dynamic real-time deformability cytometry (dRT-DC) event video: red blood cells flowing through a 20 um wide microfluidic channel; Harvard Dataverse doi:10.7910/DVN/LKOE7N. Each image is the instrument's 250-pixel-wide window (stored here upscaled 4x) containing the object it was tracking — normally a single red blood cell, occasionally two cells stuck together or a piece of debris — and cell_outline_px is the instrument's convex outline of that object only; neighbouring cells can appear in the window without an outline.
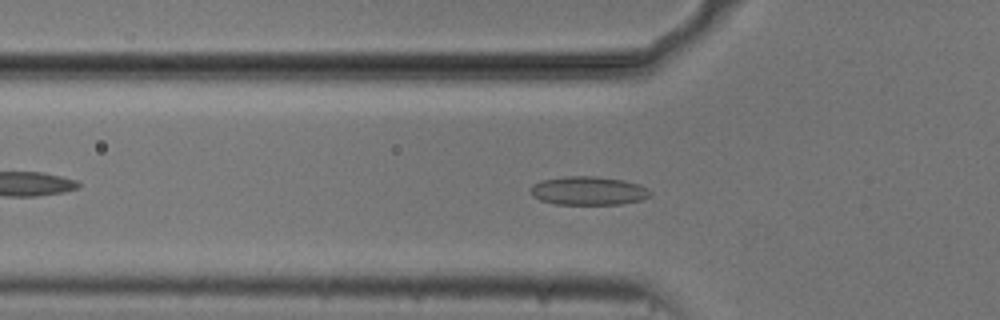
{"species": "common noctule bat (a hibernating species)", "species_latin": "Nyctalus noctula", "temperature_condition": "cold", "stored_images_in_passage": 53, "camera_frame_rate_fps": 3000, "um_per_image_px": 0.085, "animal": {"sex": "male", "body_mass_g": 20.5, "forearm_length_mm": 52.5}, "frame": {"image": 1, "passage_image": 17, "time_ms": 5.333, "image_size_px": [1000, 320], "cell_outline_px": [[652, 196], [644, 200], [620, 204], [556, 204], [540, 200], [532, 196], [528, 192], [528, 188], [532, 184], [540, 180], [564, 176], [596, 176], [624, 180], [640, 184], [648, 188], [652, 192]], "centroid_in_image_um": [50.01, 16.21], "position_along_channel_um": 75.8, "area_um2": 20.46}}
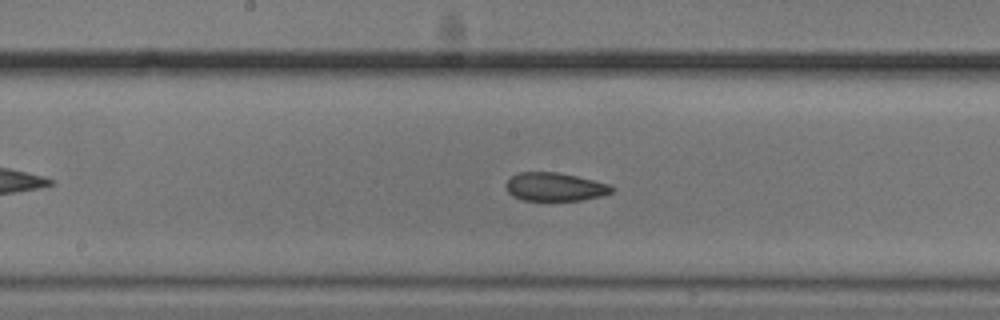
{"frame": {"image": 2, "passage_image": 27, "time_ms": 8.667, "image_size_px": [1000, 320], "cell_outline_px": [[616, 188], [612, 192], [604, 196], [580, 200], [520, 200], [512, 196], [508, 192], [504, 184], [512, 176], [520, 172], [556, 172], [576, 176], [608, 184]], "centroid_in_image_um": [47.16, 15.89], "position_along_channel_um": 201.0, "area_um2": 17.51}}
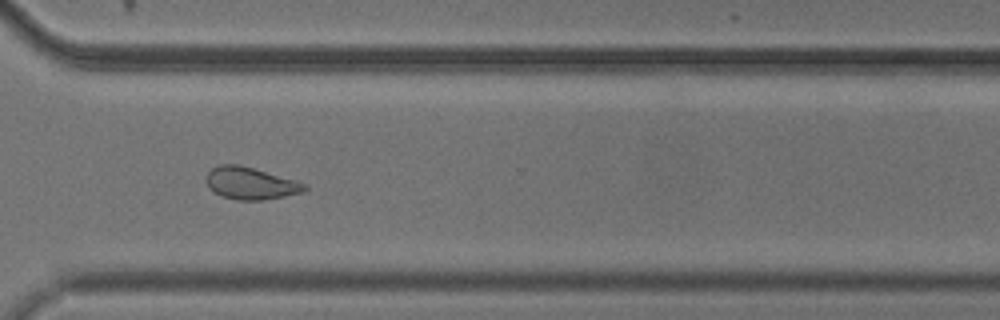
{"frame": {"image": 3, "passage_image": 39, "time_ms": 12.667, "image_size_px": [1000, 320], "cell_outline_px": [[308, 188], [304, 192], [264, 200], [236, 200], [220, 196], [208, 188], [208, 172], [212, 168], [220, 164], [240, 164], [296, 180], [308, 184]], "centroid_in_image_um": [21.33, 15.58], "position_along_channel_um": 349.3, "area_um2": 18.55}, "authors_computed_cell_mechanics": {"area_um2": 19.652, "velocity_mm_per_s": 3.7195, "shape_relaxation_time_tau1_ms": null, "shape_relaxation_time_tau2_ms": 2.981, "deformation_change_tau1": null, "deformation_change_tau2": 0.0837}}